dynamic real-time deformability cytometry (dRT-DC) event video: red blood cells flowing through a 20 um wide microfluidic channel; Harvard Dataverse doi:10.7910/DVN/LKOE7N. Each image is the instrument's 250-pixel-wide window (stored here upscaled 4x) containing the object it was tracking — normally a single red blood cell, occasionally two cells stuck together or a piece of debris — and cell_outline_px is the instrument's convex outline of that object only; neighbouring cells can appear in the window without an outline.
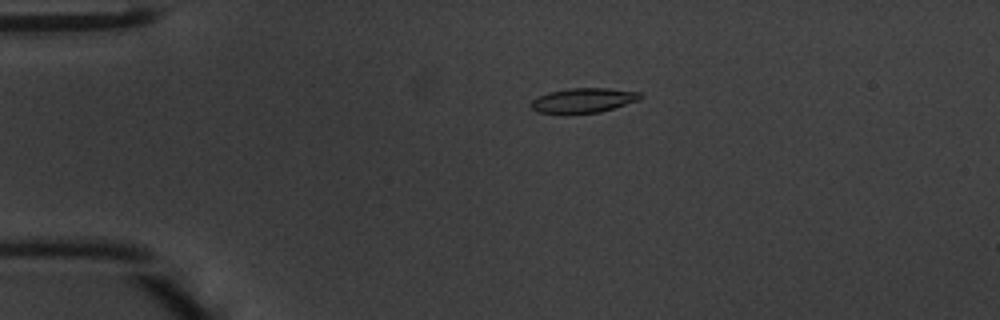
{"species": "common noctule bat (a hibernating species)", "species_latin": "Nyctalus noctula", "temperature_condition": "warm", "stored_images_in_passage": 39, "camera_frame_rate_fps": 3000, "um_per_image_px": 0.085, "animal": {"sex": "male", "body_mass_g": 20.1, "forearm_length_mm": 53.5}, "frame": {"image": 1, "passage_image": 2, "time_ms": 0.333, "image_size_px": [1000, 320], "cell_outline_px": [[644, 96], [640, 100], [600, 112], [536, 112], [528, 104], [532, 100], [548, 92], [568, 88], [608, 88], [640, 92]], "centroid_in_image_um": [49.62, 8.5], "position_along_channel_um": 35.4, "area_um2": 15.49}}
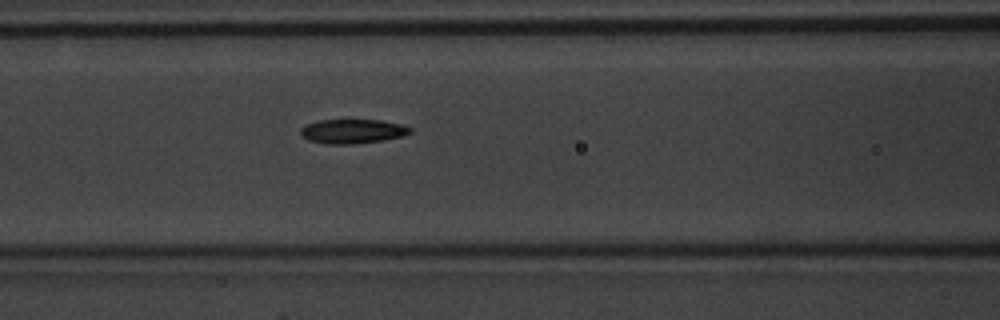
{"frame": {"image": 2, "passage_image": 12, "time_ms": 3.667, "image_size_px": [1000, 320], "cell_outline_px": [[412, 132], [404, 136], [384, 140], [352, 144], [324, 144], [308, 140], [300, 132], [300, 128], [308, 124], [320, 120], [380, 120], [400, 124], [412, 128]], "centroid_in_image_um": [29.99, 11.17], "position_along_channel_um": 136.6, "area_um2": 15.49}}
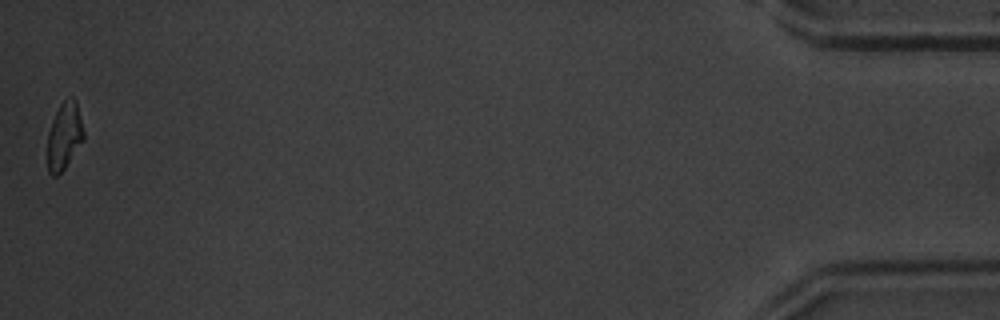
{"frame": {"image": 3, "passage_image": 39, "time_ms": 12.667, "image_size_px": [1000, 320], "cell_outline_px": [[84, 140], [64, 168], [56, 176], [52, 176], [48, 172], [48, 132], [52, 120], [60, 104], [68, 96], [72, 96], [76, 100], [84, 132]], "centroid_in_image_um": [5.47, 11.53], "position_along_channel_um": 429.7, "area_um2": 14.1}, "authors_computed_cell_mechanics": {"area_um2": 15.606, "velocity_mm_per_s": 4.2684, "shape_relaxation_time_tau1_ms": 2.8438, "shape_relaxation_time_tau2_ms": 2.5365, "deformation_change_tau1": 0.1621, "deformation_change_tau2": 0.0972}}